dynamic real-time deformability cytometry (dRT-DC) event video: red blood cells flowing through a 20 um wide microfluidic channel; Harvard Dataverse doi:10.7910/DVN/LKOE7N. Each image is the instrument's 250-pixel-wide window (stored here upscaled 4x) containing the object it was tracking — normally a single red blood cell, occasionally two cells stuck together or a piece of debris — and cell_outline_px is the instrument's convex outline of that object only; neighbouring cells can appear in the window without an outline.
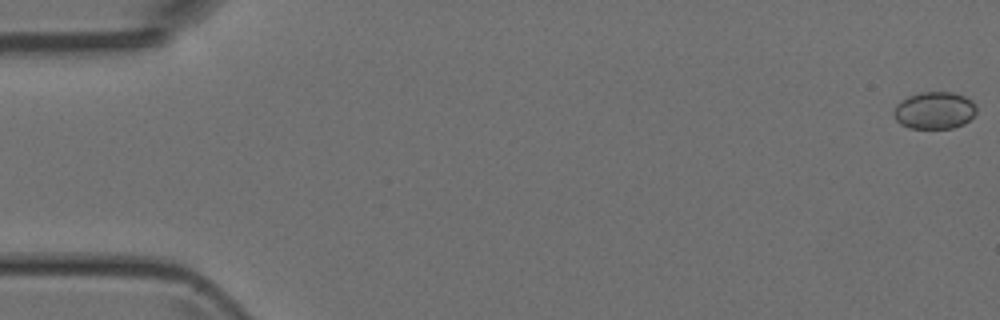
{"species": "Egyptian fruit bat (a non-hibernating species)", "species_latin": "Rousettus aegyptiacus", "temperature_condition": "room temperature", "stored_images_in_passage": 48, "camera_frame_rate_fps": 3000, "um_per_image_px": 0.085, "animal": {"sex": "female"}, "frame": {"image": 1, "passage_image": 1, "time_ms": 0.0, "image_size_px": [1000, 320], "cell_outline_px": [[976, 112], [964, 124], [952, 128], [908, 128], [900, 124], [896, 120], [896, 104], [908, 96], [920, 92], [952, 92], [964, 96], [972, 100], [976, 104]], "centroid_in_image_um": [79.45, 9.38], "position_along_channel_um": 5.5, "area_um2": 17.8}}
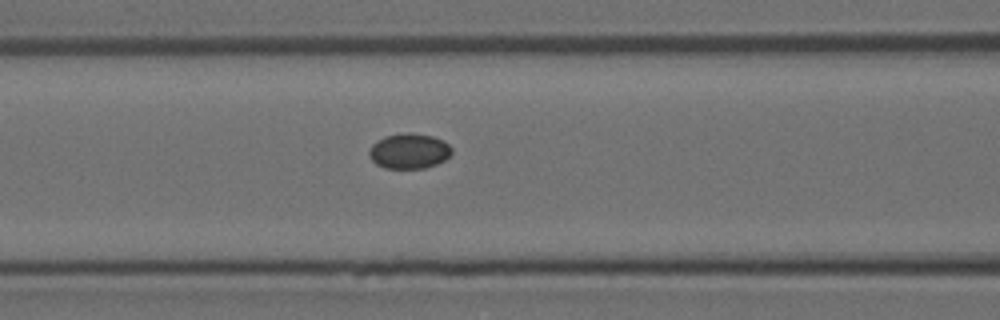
{"frame": {"image": 2, "passage_image": 21, "time_ms": 6.667, "image_size_px": [1000, 320], "cell_outline_px": [[452, 152], [444, 160], [436, 164], [424, 168], [384, 168], [376, 164], [372, 160], [368, 152], [372, 144], [384, 136], [408, 132], [432, 136], [444, 140], [452, 148]], "centroid_in_image_um": [34.77, 12.83], "position_along_channel_um": 131.8, "area_um2": 16.94}}
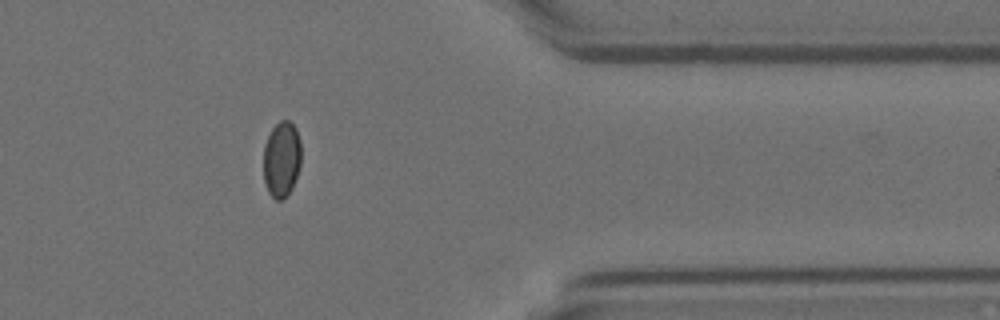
{"frame": {"image": 3, "passage_image": 41, "time_ms": 13.333, "image_size_px": [1000, 320], "cell_outline_px": [[300, 164], [292, 188], [284, 200], [276, 200], [268, 192], [264, 180], [264, 144], [272, 128], [280, 120], [288, 120], [296, 128], [300, 140]], "centroid_in_image_um": [23.93, 13.54], "position_along_channel_um": 387.5, "area_um2": 16.65}}